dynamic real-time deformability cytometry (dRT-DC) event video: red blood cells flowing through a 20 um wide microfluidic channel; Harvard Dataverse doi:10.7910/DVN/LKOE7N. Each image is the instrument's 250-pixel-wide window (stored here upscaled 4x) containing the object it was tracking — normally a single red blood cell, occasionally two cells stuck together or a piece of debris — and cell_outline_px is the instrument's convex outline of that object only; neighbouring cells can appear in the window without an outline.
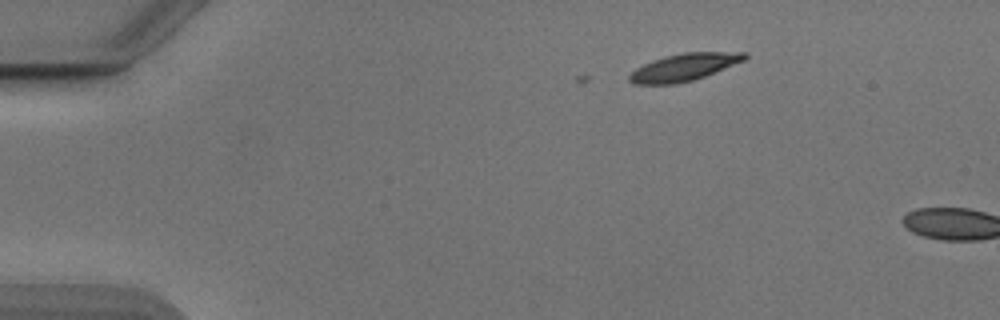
{"species": "Egyptian fruit bat (a non-hibernating species)", "species_latin": "Rousettus aegyptiacus", "temperature_condition": "cold", "stored_images_in_passage": 3, "camera_frame_rate_fps": 3000, "um_per_image_px": 0.085, "animal": {"sex": "male"}, "frame": {"image": 1, "passage_image": 3, "time_ms": 0.667, "image_size_px": [1000, 320], "cell_outline_px": [[748, 56], [744, 60], [704, 76], [692, 80], [676, 84], [632, 84], [628, 80], [628, 76], [636, 68], [652, 60], [664, 56], [684, 52], [748, 52]], "centroid_in_image_um": [58.11, 5.71], "position_along_channel_um": 26.9, "area_um2": 18.21}}